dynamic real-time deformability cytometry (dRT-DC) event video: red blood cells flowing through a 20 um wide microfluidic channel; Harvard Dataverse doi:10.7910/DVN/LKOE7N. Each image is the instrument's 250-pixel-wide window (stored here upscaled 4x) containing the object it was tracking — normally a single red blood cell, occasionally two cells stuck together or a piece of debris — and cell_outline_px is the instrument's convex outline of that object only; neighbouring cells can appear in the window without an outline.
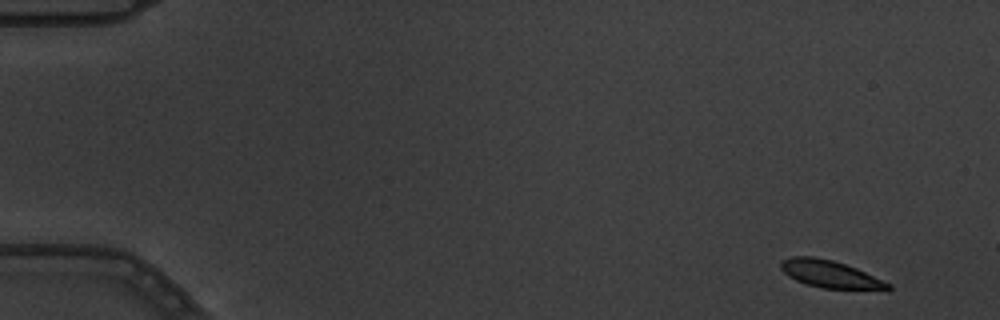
{"species": "common noctule bat (a hibernating species)", "species_latin": "Nyctalus noctula", "temperature_condition": "warm", "stored_images_in_passage": 5, "camera_frame_rate_fps": 3000, "um_per_image_px": 0.085, "animal": {"sex": "male", "body_mass_g": 19.5, "forearm_length_mm": 54.6}, "frame": {"image": 1, "passage_image": 1, "time_ms": 0.0, "image_size_px": [1000, 320], "cell_outline_px": [[892, 288], [888, 292], [824, 288], [808, 284], [796, 280], [788, 276], [780, 268], [780, 264], [784, 260], [792, 256], [812, 256], [832, 260], [856, 268], [892, 284]], "centroid_in_image_um": [70.68, 23.34], "position_along_channel_um": 14.3, "area_um2": 17.46}}